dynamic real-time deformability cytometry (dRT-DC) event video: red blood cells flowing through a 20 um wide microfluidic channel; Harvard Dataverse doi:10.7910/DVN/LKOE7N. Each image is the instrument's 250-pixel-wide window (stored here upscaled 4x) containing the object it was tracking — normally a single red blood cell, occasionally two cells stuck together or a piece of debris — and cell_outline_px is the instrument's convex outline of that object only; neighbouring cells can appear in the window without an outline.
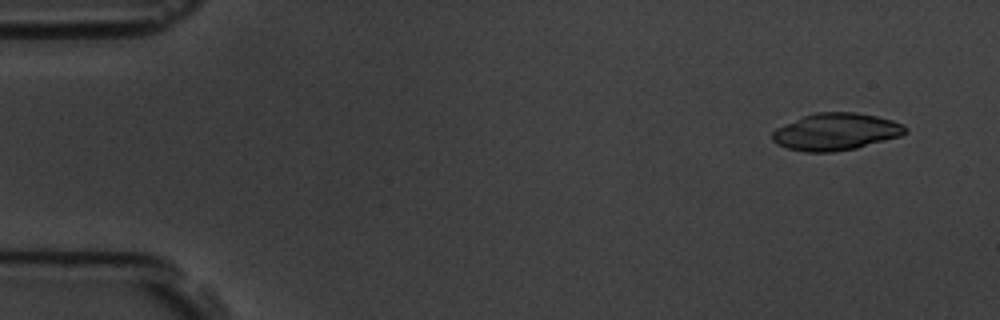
{"species": "common noctule bat (a hibernating species)", "species_latin": "Nyctalus noctula", "temperature_condition": "room temperature", "stored_images_in_passage": 6, "camera_frame_rate_fps": 3000, "um_per_image_px": 0.085, "animal": {"sex": "male", "body_mass_g": 19.5, "forearm_length_mm": 54.6}, "frame": {"image": 1, "passage_image": 1, "time_ms": 0.0, "image_size_px": [1000, 320], "cell_outline_px": [[908, 132], [900, 136], [856, 148], [832, 152], [804, 152], [788, 148], [776, 144], [772, 140], [772, 132], [776, 128], [784, 124], [804, 116], [816, 112], [856, 112], [876, 116], [892, 120], [904, 124], [908, 128]], "centroid_in_image_um": [71.05, 11.2], "position_along_channel_um": 13.9, "area_um2": 28.78}}